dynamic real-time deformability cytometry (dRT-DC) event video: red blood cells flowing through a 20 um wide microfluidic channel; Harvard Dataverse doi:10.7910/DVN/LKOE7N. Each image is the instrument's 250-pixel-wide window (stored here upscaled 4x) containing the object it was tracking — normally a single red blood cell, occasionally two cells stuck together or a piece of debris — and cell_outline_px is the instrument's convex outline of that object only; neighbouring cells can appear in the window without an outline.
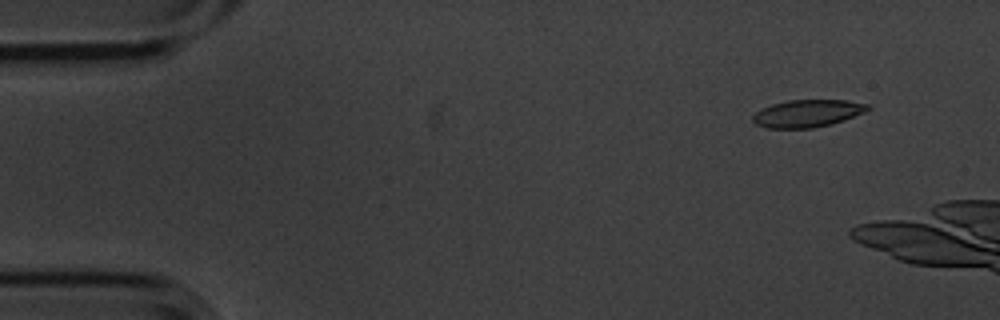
{"species": "common noctule bat (a hibernating species)", "species_latin": "Nyctalus noctula", "temperature_condition": "cold", "stored_images_in_passage": 4, "camera_frame_rate_fps": 3000, "um_per_image_px": 0.085, "animal": {"sex": "male", "body_mass_g": 20.1, "forearm_length_mm": 53.5}, "frame": {"image": 1, "passage_image": 1, "time_ms": 0.0, "image_size_px": [1000, 320], "cell_outline_px": [[872, 108], [864, 112], [844, 120], [832, 124], [812, 128], [764, 128], [756, 124], [752, 120], [752, 116], [756, 112], [772, 104], [788, 100], [848, 100], [872, 104]], "centroid_in_image_um": [68.67, 9.63], "position_along_channel_um": 16.3, "area_um2": 18.5}}